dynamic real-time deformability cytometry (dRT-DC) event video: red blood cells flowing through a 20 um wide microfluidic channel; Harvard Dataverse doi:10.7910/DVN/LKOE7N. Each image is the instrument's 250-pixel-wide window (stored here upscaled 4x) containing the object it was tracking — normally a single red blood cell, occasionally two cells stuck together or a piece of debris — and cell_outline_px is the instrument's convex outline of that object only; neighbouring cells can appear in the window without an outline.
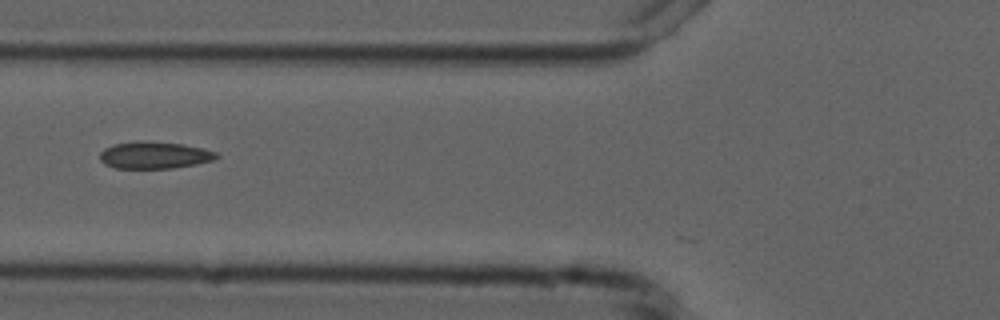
{"species": "common noctule bat (a hibernating species)", "species_latin": "Nyctalus noctula", "temperature_condition": "cold", "stored_images_in_passage": 6, "camera_frame_rate_fps": 3000, "um_per_image_px": 0.085, "animal": {"sex": "male", "forearm_length_mm": 52.5}, "frame": {"image": 1, "passage_image": 6, "time_ms": 5.667, "image_size_px": [1000, 320], "cell_outline_px": [[220, 156], [212, 160], [196, 164], [172, 168], [116, 168], [104, 164], [100, 160], [100, 152], [104, 148], [112, 144], [140, 140], [180, 144], [204, 148], [216, 152]], "centroid_in_image_um": [13.09, 13.18], "position_along_channel_um": 112.7, "area_um2": 18.38}}